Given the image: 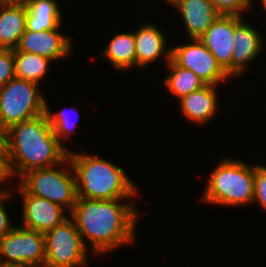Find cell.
<instances>
[{
  "label": "cell",
  "mask_w": 266,
  "mask_h": 267,
  "mask_svg": "<svg viewBox=\"0 0 266 267\" xmlns=\"http://www.w3.org/2000/svg\"><path fill=\"white\" fill-rule=\"evenodd\" d=\"M125 199L77 198L69 215L74 220L85 246H91L89 249H93L95 254H106L111 249L134 241L135 225L139 219L138 210L133 203H122ZM85 238L88 239L89 246Z\"/></svg>",
  "instance_id": "cell-1"
},
{
  "label": "cell",
  "mask_w": 266,
  "mask_h": 267,
  "mask_svg": "<svg viewBox=\"0 0 266 267\" xmlns=\"http://www.w3.org/2000/svg\"><path fill=\"white\" fill-rule=\"evenodd\" d=\"M6 152L15 178L33 169L54 167L68 157V150L56 138L46 113L7 129Z\"/></svg>",
  "instance_id": "cell-2"
},
{
  "label": "cell",
  "mask_w": 266,
  "mask_h": 267,
  "mask_svg": "<svg viewBox=\"0 0 266 267\" xmlns=\"http://www.w3.org/2000/svg\"><path fill=\"white\" fill-rule=\"evenodd\" d=\"M68 158L76 175L78 198L111 200L137 195L133 181L114 163L71 151H68Z\"/></svg>",
  "instance_id": "cell-3"
},
{
  "label": "cell",
  "mask_w": 266,
  "mask_h": 267,
  "mask_svg": "<svg viewBox=\"0 0 266 267\" xmlns=\"http://www.w3.org/2000/svg\"><path fill=\"white\" fill-rule=\"evenodd\" d=\"M209 176L202 202L241 206L254 201L255 166L224 158Z\"/></svg>",
  "instance_id": "cell-4"
},
{
  "label": "cell",
  "mask_w": 266,
  "mask_h": 267,
  "mask_svg": "<svg viewBox=\"0 0 266 267\" xmlns=\"http://www.w3.org/2000/svg\"><path fill=\"white\" fill-rule=\"evenodd\" d=\"M63 165L68 166L67 169ZM61 166L64 167V170H57ZM71 171L72 173H70ZM18 184L28 194L45 198L66 209L67 212L69 211L68 213H71L77 202L76 175L68 157L54 167L26 172L20 177Z\"/></svg>",
  "instance_id": "cell-5"
},
{
  "label": "cell",
  "mask_w": 266,
  "mask_h": 267,
  "mask_svg": "<svg viewBox=\"0 0 266 267\" xmlns=\"http://www.w3.org/2000/svg\"><path fill=\"white\" fill-rule=\"evenodd\" d=\"M39 85L14 77L0 89V126L3 129L46 113L47 101Z\"/></svg>",
  "instance_id": "cell-6"
},
{
  "label": "cell",
  "mask_w": 266,
  "mask_h": 267,
  "mask_svg": "<svg viewBox=\"0 0 266 267\" xmlns=\"http://www.w3.org/2000/svg\"><path fill=\"white\" fill-rule=\"evenodd\" d=\"M68 217L45 235L44 267H82L87 265L88 248L72 218Z\"/></svg>",
  "instance_id": "cell-7"
},
{
  "label": "cell",
  "mask_w": 266,
  "mask_h": 267,
  "mask_svg": "<svg viewBox=\"0 0 266 267\" xmlns=\"http://www.w3.org/2000/svg\"><path fill=\"white\" fill-rule=\"evenodd\" d=\"M0 262L44 267L45 235L15 226L0 239Z\"/></svg>",
  "instance_id": "cell-8"
},
{
  "label": "cell",
  "mask_w": 266,
  "mask_h": 267,
  "mask_svg": "<svg viewBox=\"0 0 266 267\" xmlns=\"http://www.w3.org/2000/svg\"><path fill=\"white\" fill-rule=\"evenodd\" d=\"M190 39L191 43L171 48V59L178 66L193 71L206 85L217 86L231 78L200 39Z\"/></svg>",
  "instance_id": "cell-9"
},
{
  "label": "cell",
  "mask_w": 266,
  "mask_h": 267,
  "mask_svg": "<svg viewBox=\"0 0 266 267\" xmlns=\"http://www.w3.org/2000/svg\"><path fill=\"white\" fill-rule=\"evenodd\" d=\"M23 199L22 222L23 228L45 234L68 219L65 209L49 200L28 194L19 184L17 185Z\"/></svg>",
  "instance_id": "cell-10"
},
{
  "label": "cell",
  "mask_w": 266,
  "mask_h": 267,
  "mask_svg": "<svg viewBox=\"0 0 266 267\" xmlns=\"http://www.w3.org/2000/svg\"><path fill=\"white\" fill-rule=\"evenodd\" d=\"M234 15V47L231 56V78L239 77L247 63L256 59L262 51L263 35L243 19ZM246 22V23H245ZM255 58V59H254Z\"/></svg>",
  "instance_id": "cell-11"
},
{
  "label": "cell",
  "mask_w": 266,
  "mask_h": 267,
  "mask_svg": "<svg viewBox=\"0 0 266 267\" xmlns=\"http://www.w3.org/2000/svg\"><path fill=\"white\" fill-rule=\"evenodd\" d=\"M59 29L46 31L26 30L13 51H25L44 56L51 61L65 59L71 53L70 37L64 36Z\"/></svg>",
  "instance_id": "cell-12"
},
{
  "label": "cell",
  "mask_w": 266,
  "mask_h": 267,
  "mask_svg": "<svg viewBox=\"0 0 266 267\" xmlns=\"http://www.w3.org/2000/svg\"><path fill=\"white\" fill-rule=\"evenodd\" d=\"M199 39L231 77V56L234 47V15L220 14Z\"/></svg>",
  "instance_id": "cell-13"
},
{
  "label": "cell",
  "mask_w": 266,
  "mask_h": 267,
  "mask_svg": "<svg viewBox=\"0 0 266 267\" xmlns=\"http://www.w3.org/2000/svg\"><path fill=\"white\" fill-rule=\"evenodd\" d=\"M172 6L179 11L191 38L199 39L220 15L208 0H176Z\"/></svg>",
  "instance_id": "cell-14"
},
{
  "label": "cell",
  "mask_w": 266,
  "mask_h": 267,
  "mask_svg": "<svg viewBox=\"0 0 266 267\" xmlns=\"http://www.w3.org/2000/svg\"><path fill=\"white\" fill-rule=\"evenodd\" d=\"M134 37L137 67H146L164 55L166 63L170 61L171 48L167 51L166 37L155 24L146 23L144 26H141L138 30L134 31Z\"/></svg>",
  "instance_id": "cell-15"
},
{
  "label": "cell",
  "mask_w": 266,
  "mask_h": 267,
  "mask_svg": "<svg viewBox=\"0 0 266 267\" xmlns=\"http://www.w3.org/2000/svg\"><path fill=\"white\" fill-rule=\"evenodd\" d=\"M215 85H205L179 99L181 112L188 120L205 124L215 117L218 110V94Z\"/></svg>",
  "instance_id": "cell-16"
},
{
  "label": "cell",
  "mask_w": 266,
  "mask_h": 267,
  "mask_svg": "<svg viewBox=\"0 0 266 267\" xmlns=\"http://www.w3.org/2000/svg\"><path fill=\"white\" fill-rule=\"evenodd\" d=\"M27 8L0 4V49L17 48L26 31Z\"/></svg>",
  "instance_id": "cell-17"
},
{
  "label": "cell",
  "mask_w": 266,
  "mask_h": 267,
  "mask_svg": "<svg viewBox=\"0 0 266 267\" xmlns=\"http://www.w3.org/2000/svg\"><path fill=\"white\" fill-rule=\"evenodd\" d=\"M26 8V30L38 32L61 27L62 14L56 0H30Z\"/></svg>",
  "instance_id": "cell-18"
},
{
  "label": "cell",
  "mask_w": 266,
  "mask_h": 267,
  "mask_svg": "<svg viewBox=\"0 0 266 267\" xmlns=\"http://www.w3.org/2000/svg\"><path fill=\"white\" fill-rule=\"evenodd\" d=\"M101 54L117 70H126L136 66V48L134 32L116 34Z\"/></svg>",
  "instance_id": "cell-19"
},
{
  "label": "cell",
  "mask_w": 266,
  "mask_h": 267,
  "mask_svg": "<svg viewBox=\"0 0 266 267\" xmlns=\"http://www.w3.org/2000/svg\"><path fill=\"white\" fill-rule=\"evenodd\" d=\"M167 66L170 75L168 74L164 83L167 89L179 99L206 85L193 71L178 66L172 59Z\"/></svg>",
  "instance_id": "cell-20"
},
{
  "label": "cell",
  "mask_w": 266,
  "mask_h": 267,
  "mask_svg": "<svg viewBox=\"0 0 266 267\" xmlns=\"http://www.w3.org/2000/svg\"><path fill=\"white\" fill-rule=\"evenodd\" d=\"M52 61L44 56L25 51H14L15 77L40 84Z\"/></svg>",
  "instance_id": "cell-21"
},
{
  "label": "cell",
  "mask_w": 266,
  "mask_h": 267,
  "mask_svg": "<svg viewBox=\"0 0 266 267\" xmlns=\"http://www.w3.org/2000/svg\"><path fill=\"white\" fill-rule=\"evenodd\" d=\"M67 113L68 112L64 111L52 113V111L49 109L48 103H46V114L48 116L50 126L52 127L56 138L62 146V139L70 137L71 133L74 132L72 130H74L76 126V121L74 122L71 120V118L68 116L70 114L67 115Z\"/></svg>",
  "instance_id": "cell-22"
},
{
  "label": "cell",
  "mask_w": 266,
  "mask_h": 267,
  "mask_svg": "<svg viewBox=\"0 0 266 267\" xmlns=\"http://www.w3.org/2000/svg\"><path fill=\"white\" fill-rule=\"evenodd\" d=\"M220 14L243 16L252 5V0H208ZM250 5V6H249ZM242 14V15H241Z\"/></svg>",
  "instance_id": "cell-23"
},
{
  "label": "cell",
  "mask_w": 266,
  "mask_h": 267,
  "mask_svg": "<svg viewBox=\"0 0 266 267\" xmlns=\"http://www.w3.org/2000/svg\"><path fill=\"white\" fill-rule=\"evenodd\" d=\"M14 77V51L0 49V89Z\"/></svg>",
  "instance_id": "cell-24"
},
{
  "label": "cell",
  "mask_w": 266,
  "mask_h": 267,
  "mask_svg": "<svg viewBox=\"0 0 266 267\" xmlns=\"http://www.w3.org/2000/svg\"><path fill=\"white\" fill-rule=\"evenodd\" d=\"M254 201L266 210V167L259 164L255 165Z\"/></svg>",
  "instance_id": "cell-25"
},
{
  "label": "cell",
  "mask_w": 266,
  "mask_h": 267,
  "mask_svg": "<svg viewBox=\"0 0 266 267\" xmlns=\"http://www.w3.org/2000/svg\"><path fill=\"white\" fill-rule=\"evenodd\" d=\"M10 192L0 194V239L10 232L15 226L11 225L10 218L6 212L5 201L9 200Z\"/></svg>",
  "instance_id": "cell-26"
},
{
  "label": "cell",
  "mask_w": 266,
  "mask_h": 267,
  "mask_svg": "<svg viewBox=\"0 0 266 267\" xmlns=\"http://www.w3.org/2000/svg\"><path fill=\"white\" fill-rule=\"evenodd\" d=\"M13 177L10 166H9V160L7 154H0V183L7 181L9 178ZM8 193L7 190H1L0 194Z\"/></svg>",
  "instance_id": "cell-27"
},
{
  "label": "cell",
  "mask_w": 266,
  "mask_h": 267,
  "mask_svg": "<svg viewBox=\"0 0 266 267\" xmlns=\"http://www.w3.org/2000/svg\"><path fill=\"white\" fill-rule=\"evenodd\" d=\"M0 154H7L6 152V130L0 126Z\"/></svg>",
  "instance_id": "cell-28"
},
{
  "label": "cell",
  "mask_w": 266,
  "mask_h": 267,
  "mask_svg": "<svg viewBox=\"0 0 266 267\" xmlns=\"http://www.w3.org/2000/svg\"><path fill=\"white\" fill-rule=\"evenodd\" d=\"M29 1L30 0H0V4L26 6Z\"/></svg>",
  "instance_id": "cell-29"
},
{
  "label": "cell",
  "mask_w": 266,
  "mask_h": 267,
  "mask_svg": "<svg viewBox=\"0 0 266 267\" xmlns=\"http://www.w3.org/2000/svg\"><path fill=\"white\" fill-rule=\"evenodd\" d=\"M0 267H33L29 264H23V263H5L0 262Z\"/></svg>",
  "instance_id": "cell-30"
},
{
  "label": "cell",
  "mask_w": 266,
  "mask_h": 267,
  "mask_svg": "<svg viewBox=\"0 0 266 267\" xmlns=\"http://www.w3.org/2000/svg\"><path fill=\"white\" fill-rule=\"evenodd\" d=\"M165 2H167L169 5H172L176 0H163Z\"/></svg>",
  "instance_id": "cell-31"
},
{
  "label": "cell",
  "mask_w": 266,
  "mask_h": 267,
  "mask_svg": "<svg viewBox=\"0 0 266 267\" xmlns=\"http://www.w3.org/2000/svg\"><path fill=\"white\" fill-rule=\"evenodd\" d=\"M262 5L264 6V10L266 11V0H261Z\"/></svg>",
  "instance_id": "cell-32"
}]
</instances>
